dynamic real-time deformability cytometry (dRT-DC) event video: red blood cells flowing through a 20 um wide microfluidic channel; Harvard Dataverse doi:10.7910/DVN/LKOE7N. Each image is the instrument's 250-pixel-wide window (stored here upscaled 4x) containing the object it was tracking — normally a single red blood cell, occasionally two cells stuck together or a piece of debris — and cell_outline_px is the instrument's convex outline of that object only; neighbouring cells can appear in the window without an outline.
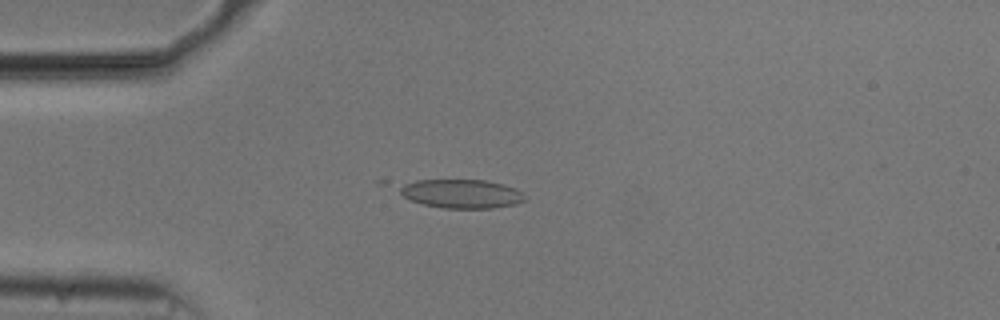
{"species": "common noctule bat (a hibernating species)", "species_latin": "Nyctalus noctula", "temperature_condition": "cold", "stored_images_in_passage": 32, "camera_frame_rate_fps": 3000, "um_per_image_px": 0.085, "animal": {"sex": "male", "body_mass_g": 20.5, "forearm_length_mm": 52.5}, "frame": {"image": 1, "passage_image": 1, "time_ms": 0.0, "image_size_px": [1000, 320], "cell_outline_px": [[528, 200], [516, 204], [492, 208], [444, 208], [424, 204], [412, 200], [404, 196], [400, 192], [400, 188], [404, 184], [416, 180], [488, 180], [504, 184], [516, 188], [524, 192], [528, 196]], "centroid_in_image_um": [39.34, 16.46], "position_along_channel_um": 45.7, "area_um2": 21.15}}
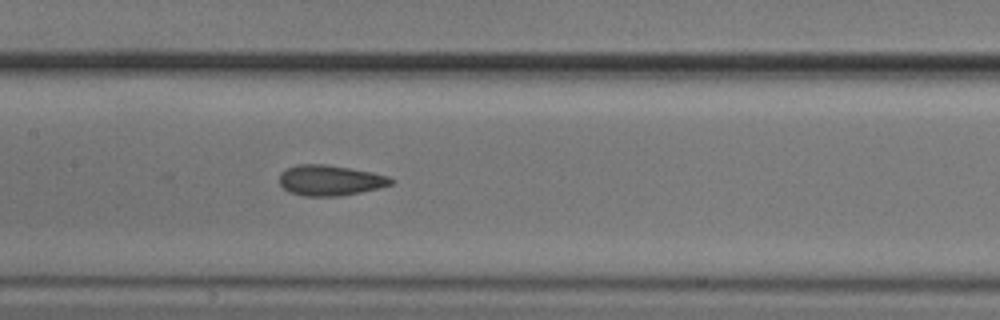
{"frame": {"image": 2, "passage_image": 13, "time_ms": 4.0, "image_size_px": [1000, 320], "cell_outline_px": [[396, 180], [392, 184], [380, 188], [340, 196], [304, 196], [288, 192], [280, 184], [280, 172], [296, 164], [324, 164], [372, 172], [388, 176]], "centroid_in_image_um": [28.06, 15.33], "position_along_channel_um": 179.3, "area_um2": 19.88}}
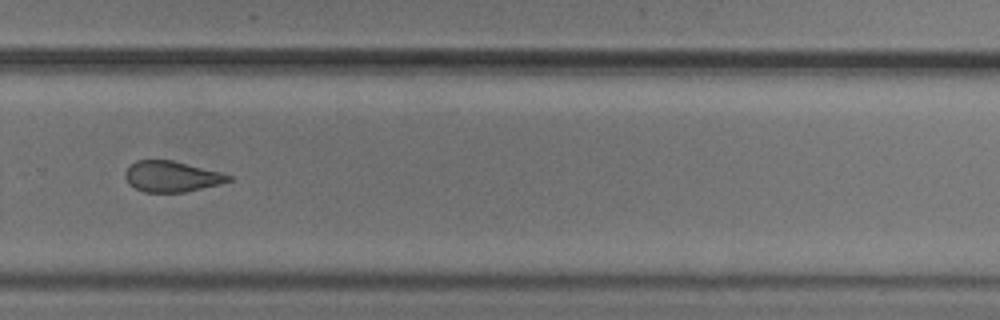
{"frame": {"image": 3, "passage_image": 24, "time_ms": 7.667, "image_size_px": [1000, 320], "cell_outline_px": [[232, 180], [220, 184], [184, 192], [144, 192], [128, 184], [124, 176], [124, 172], [136, 160], [172, 160], [220, 172], [232, 176]], "centroid_in_image_um": [14.57, 15.0], "position_along_channel_um": 315.2, "area_um2": 18.44}, "authors_computed_cell_mechanics": {"area_um2": 19.5653, "velocity_mm_per_s": 3.7306, "shape_relaxation_time_tau1_ms": 7.4901, "shape_relaxation_time_tau2_ms": 3.1866, "deformation_change_tau1": 0.1378, "deformation_change_tau2": 0.0839}}